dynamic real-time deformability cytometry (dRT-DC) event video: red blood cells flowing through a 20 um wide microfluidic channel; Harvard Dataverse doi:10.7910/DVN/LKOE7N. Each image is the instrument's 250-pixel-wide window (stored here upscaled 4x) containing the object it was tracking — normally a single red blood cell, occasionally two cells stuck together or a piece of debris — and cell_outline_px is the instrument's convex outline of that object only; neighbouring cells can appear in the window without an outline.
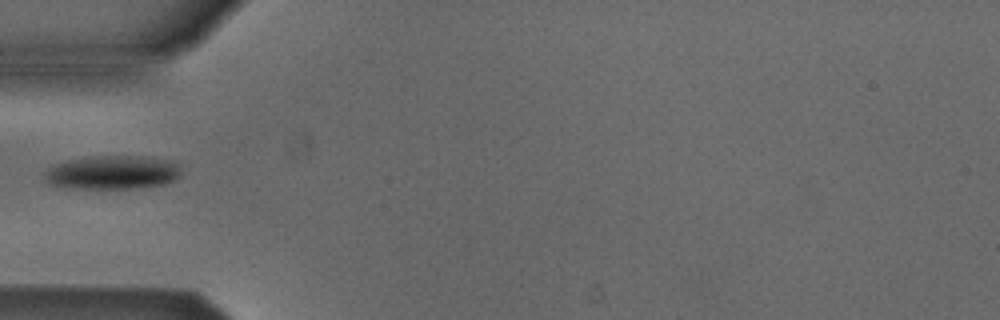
{"species": "Egyptian fruit bat (a non-hibernating species)", "species_latin": "Rousettus aegyptiacus", "temperature_condition": "cold", "stored_images_in_passage": 2, "camera_frame_rate_fps": 3000, "um_per_image_px": 0.085, "animal": {"sex": "male"}, "frame": {"image": 1, "passage_image": 1, "time_ms": 0.0, "image_size_px": [1000, 320], "cell_outline_px": [[180, 176], [176, 180], [164, 184], [136, 188], [72, 188], [48, 184], [44, 180], [44, 172], [52, 164], [68, 160], [92, 156], [152, 156], [172, 160], [180, 164]], "centroid_in_image_um": [9.58, 14.64], "position_along_channel_um": 75.4, "area_um2": 27.34}}
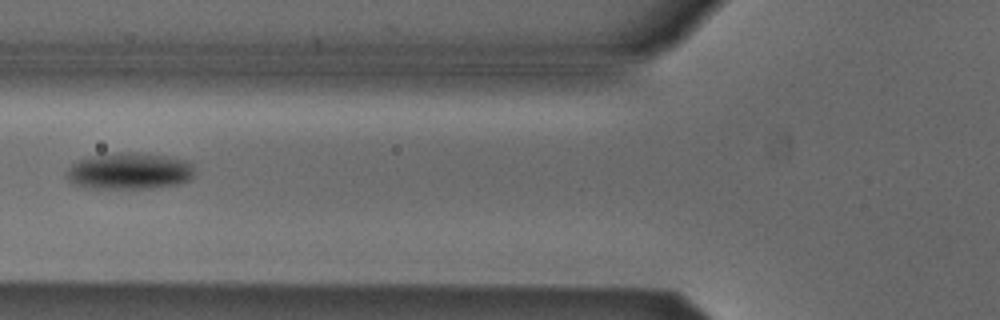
{"frame": {"image": 2, "passage_image": 2, "time_ms": 0.333, "image_size_px": [1000, 320], "cell_outline_px": [[192, 176], [188, 180], [180, 184], [152, 188], [88, 188], [72, 184], [68, 180], [64, 172], [72, 164], [88, 156], [116, 152], [136, 152], [164, 156], [184, 160], [192, 164]], "centroid_in_image_um": [10.93, 14.54], "position_along_channel_um": 114.9, "area_um2": 27.4}}